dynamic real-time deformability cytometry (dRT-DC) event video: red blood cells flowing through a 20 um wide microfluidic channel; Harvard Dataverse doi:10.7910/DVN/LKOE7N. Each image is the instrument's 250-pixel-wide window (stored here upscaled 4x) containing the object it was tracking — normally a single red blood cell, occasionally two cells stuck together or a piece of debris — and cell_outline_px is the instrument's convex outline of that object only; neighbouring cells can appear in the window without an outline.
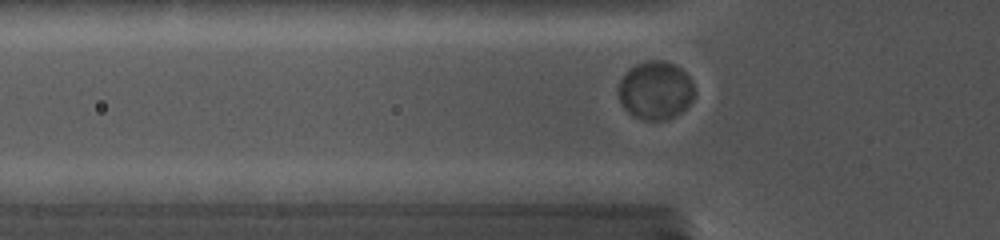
{"species": "common noctule bat (a hibernating species)", "species_latin": "Nyctalus noctula", "temperature_condition": "cold", "stored_images_in_passage": 38, "camera_frame_rate_fps": 5000, "um_per_image_px": 0.085, "animal": {"sex": "female", "body_mass_g": 19.0, "forearm_length_mm": 56.7}, "frame": {"image": 1, "passage_image": 12, "time_ms": 4.2, "image_size_px": [1000, 240], "cell_outline_px": [[692, 100], [680, 112], [668, 120], [644, 120], [632, 116], [624, 108], [616, 92], [616, 88], [624, 72], [628, 68], [644, 60], [664, 60], [680, 68], [688, 76], [692, 84]], "centroid_in_image_um": [55.64, 7.67], "position_along_channel_um": 70.2, "area_um2": 25.95}}
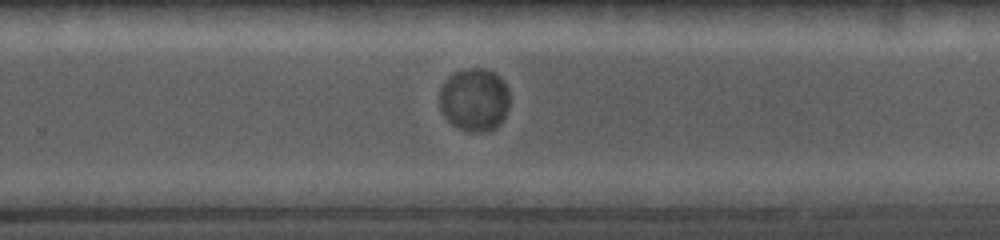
{"frame": {"image": 2, "passage_image": 27, "time_ms": 10.0, "image_size_px": [1000, 240], "cell_outline_px": [[508, 108], [504, 116], [492, 128], [480, 132], [472, 132], [460, 128], [452, 124], [444, 116], [440, 108], [440, 88], [456, 72], [468, 68], [484, 68], [496, 72], [504, 80], [508, 88]], "centroid_in_image_um": [40.33, 8.44], "position_along_channel_um": 289.5, "area_um2": 25.37}}
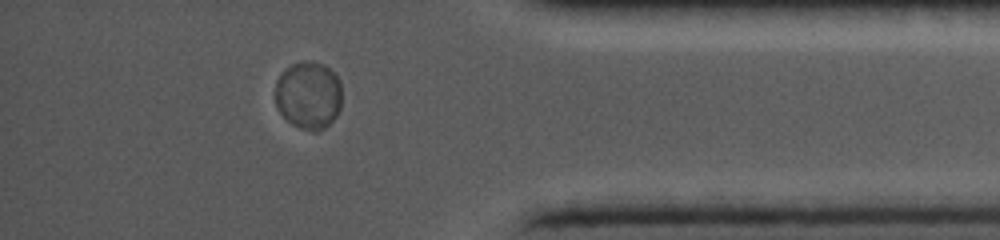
{"frame": {"image": 3, "passage_image": 36, "time_ms": 13.4, "image_size_px": [1000, 240], "cell_outline_px": [[340, 108], [336, 116], [320, 132], [312, 132], [300, 128], [292, 124], [276, 108], [276, 80], [284, 68], [300, 60], [312, 60], [324, 64], [336, 76], [340, 84]], "centroid_in_image_um": [26.2, 8.08], "position_along_channel_um": 409.0, "area_um2": 26.53}}